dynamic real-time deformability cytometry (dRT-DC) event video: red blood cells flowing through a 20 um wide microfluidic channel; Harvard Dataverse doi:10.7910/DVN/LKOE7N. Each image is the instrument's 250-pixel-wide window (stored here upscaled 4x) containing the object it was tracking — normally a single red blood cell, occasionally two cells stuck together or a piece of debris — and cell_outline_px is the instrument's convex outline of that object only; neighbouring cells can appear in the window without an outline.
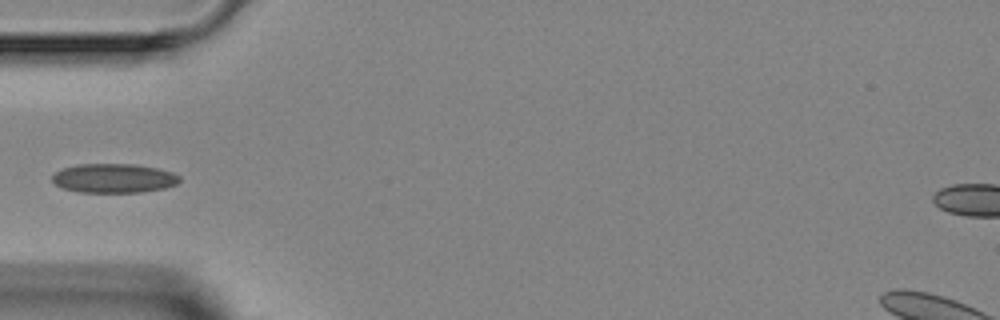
{"species": "Egyptian fruit bat (a non-hibernating species)", "species_latin": "Rousettus aegyptiacus", "temperature_condition": "room temperature", "stored_images_in_passage": 5, "camera_frame_rate_fps": 3000, "um_per_image_px": 0.085, "animal": {"sex": "female"}, "frame": {"image": 1, "passage_image": 4, "time_ms": 4.333, "image_size_px": [1000, 320], "cell_outline_px": [[180, 180], [176, 184], [164, 188], [140, 192], [80, 192], [64, 188], [56, 184], [52, 180], [52, 176], [56, 172], [64, 168], [76, 164], [136, 164], [156, 168], [172, 172], [180, 176]], "centroid_in_image_um": [9.68, 15.14], "position_along_channel_um": 75.3, "area_um2": 21.5}}
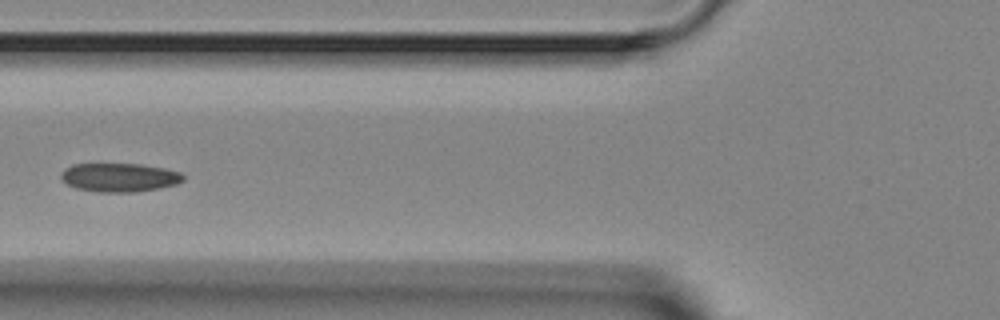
{"frame": {"image": 2, "passage_image": 5, "time_ms": 5.333, "image_size_px": [1000, 320], "cell_outline_px": [[184, 180], [176, 184], [160, 188], [136, 192], [100, 192], [76, 188], [68, 184], [60, 176], [64, 168], [72, 164], [140, 164], [164, 168], [180, 172], [184, 176]], "centroid_in_image_um": [10.16, 15.08], "position_along_channel_um": 115.6, "area_um2": 20.4}}